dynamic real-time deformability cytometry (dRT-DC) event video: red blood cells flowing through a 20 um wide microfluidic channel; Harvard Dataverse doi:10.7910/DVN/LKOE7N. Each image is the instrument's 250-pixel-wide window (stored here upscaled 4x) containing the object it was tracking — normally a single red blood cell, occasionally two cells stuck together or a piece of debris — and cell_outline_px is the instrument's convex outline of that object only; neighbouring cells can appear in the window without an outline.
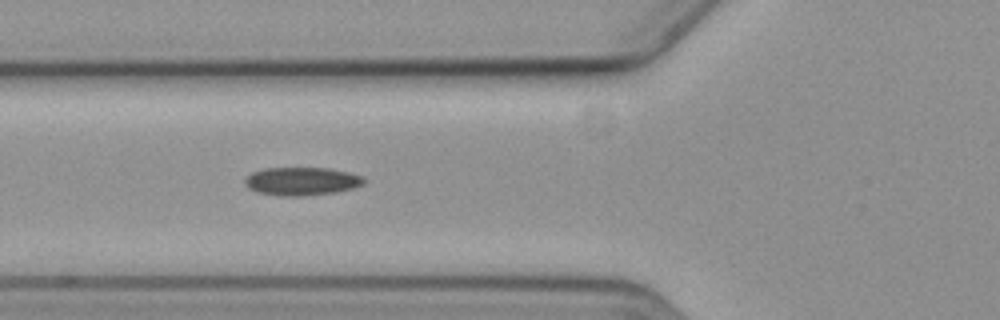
{"species": "common noctule bat (a hibernating species)", "species_latin": "Nyctalus noctula", "temperature_condition": "cold", "stored_images_in_passage": 2, "camera_frame_rate_fps": 3000, "um_per_image_px": 0.085, "animal": {"sex": "female", "body_mass_g": 19.3, "forearm_length_mm": 54.1}, "frame": {"image": 1, "passage_image": 2, "time_ms": 1.0, "image_size_px": [1000, 320], "cell_outline_px": [[364, 184], [352, 188], [336, 192], [304, 196], [276, 196], [256, 192], [248, 188], [244, 184], [244, 180], [252, 172], [264, 168], [328, 168], [348, 172], [360, 176], [364, 180]], "centroid_in_image_um": [25.59, 15.42], "position_along_channel_um": 100.2, "area_um2": 19.59}}